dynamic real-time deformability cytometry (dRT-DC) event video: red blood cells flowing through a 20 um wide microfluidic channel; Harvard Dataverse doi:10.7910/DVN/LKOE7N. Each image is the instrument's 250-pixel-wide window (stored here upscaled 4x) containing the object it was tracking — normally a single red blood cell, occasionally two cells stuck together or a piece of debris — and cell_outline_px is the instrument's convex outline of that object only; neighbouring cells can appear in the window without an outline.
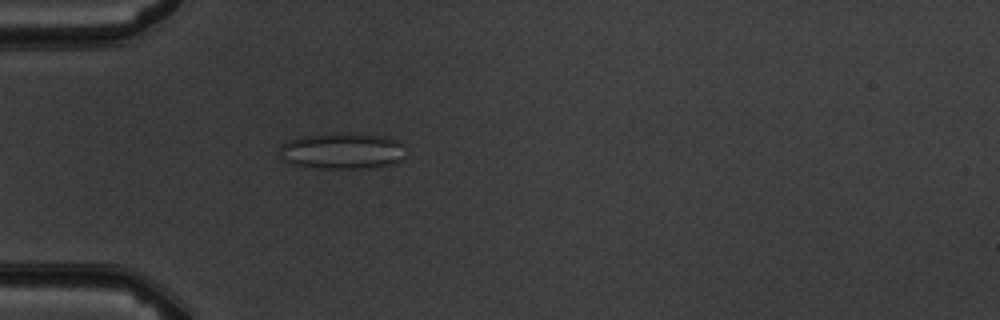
{"species": "common noctule bat (a hibernating species)", "species_latin": "Nyctalus noctula", "temperature_condition": "warm", "stored_images_in_passage": 3, "camera_frame_rate_fps": 3000, "um_per_image_px": 0.085, "animal": {"sex": "male", "body_mass_g": 19.5, "forearm_length_mm": 54.6}, "frame": {"image": 1, "passage_image": 3, "time_ms": 2.333, "image_size_px": [1000, 320], "cell_outline_px": [[404, 156], [400, 160], [388, 164], [364, 168], [316, 168], [288, 164], [280, 156], [280, 144], [288, 140], [300, 136], [336, 132], [352, 132], [388, 136], [396, 140], [400, 144]], "centroid_in_image_um": [29.0, 12.8], "position_along_channel_um": 56.0, "area_um2": 26.93}}